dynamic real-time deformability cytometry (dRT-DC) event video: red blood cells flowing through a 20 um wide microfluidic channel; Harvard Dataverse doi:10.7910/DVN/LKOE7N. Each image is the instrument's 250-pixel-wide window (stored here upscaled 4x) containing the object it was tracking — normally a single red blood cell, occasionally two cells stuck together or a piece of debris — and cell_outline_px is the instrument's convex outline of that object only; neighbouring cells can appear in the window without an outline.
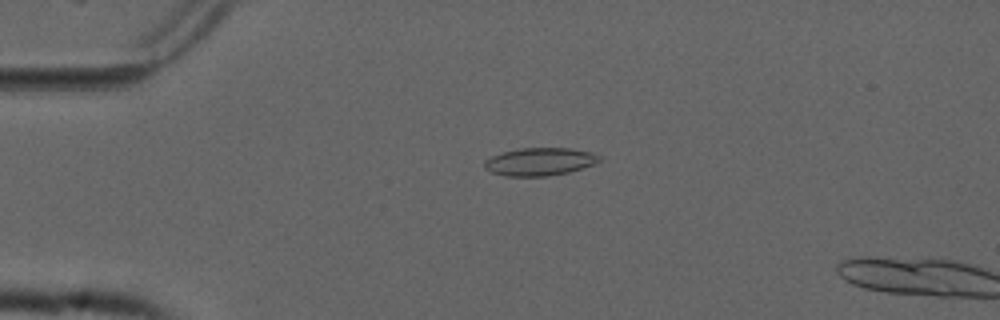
{"species": "common noctule bat (a hibernating species)", "species_latin": "Nyctalus noctula", "temperature_condition": "cold", "stored_images_in_passage": 5, "camera_frame_rate_fps": 3000, "um_per_image_px": 0.085, "animal": {"sex": "male", "forearm_length_mm": 52.5}, "frame": {"image": 1, "passage_image": 4, "time_ms": 1.0, "image_size_px": [1000, 320], "cell_outline_px": [[600, 160], [592, 164], [568, 172], [548, 176], [504, 176], [492, 172], [484, 168], [484, 160], [492, 156], [504, 152], [520, 148], [572, 148], [596, 152], [600, 156]], "centroid_in_image_um": [45.88, 13.73], "position_along_channel_um": 39.1, "area_um2": 18.61}}